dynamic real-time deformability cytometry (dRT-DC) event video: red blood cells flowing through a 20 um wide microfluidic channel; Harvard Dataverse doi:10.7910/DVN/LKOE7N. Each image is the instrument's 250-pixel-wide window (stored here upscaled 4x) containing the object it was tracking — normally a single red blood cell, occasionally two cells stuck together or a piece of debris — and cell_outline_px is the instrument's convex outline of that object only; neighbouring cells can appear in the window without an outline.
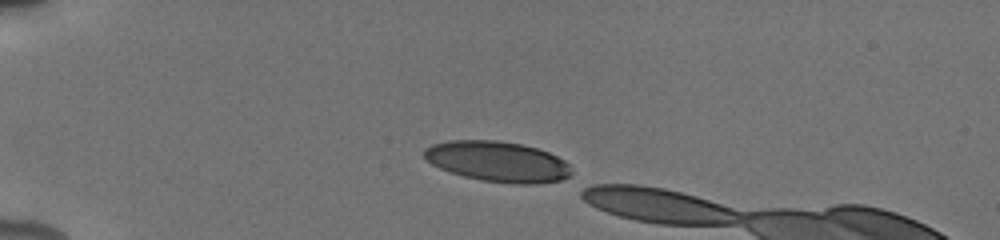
{"species": "human", "species_latin": "Homo sapiens", "temperature_condition": "cold", "stored_images_in_passage": 6, "camera_frame_rate_fps": 3000, "um_per_image_px": 0.085, "donor": {"sex": "male"}, "frame": {"image": 1, "passage_image": 1, "time_ms": 0.0, "image_size_px": [1000, 240], "cell_outline_px": [[572, 172], [568, 176], [560, 180], [536, 184], [516, 184], [480, 180], [464, 176], [440, 168], [432, 164], [424, 156], [424, 148], [432, 144], [448, 140], [496, 140], [520, 144], [536, 148], [548, 152], [564, 160], [568, 164]], "centroid_in_image_um": [42.29, 13.73], "position_along_channel_um": 42.7, "area_um2": 34.56}}